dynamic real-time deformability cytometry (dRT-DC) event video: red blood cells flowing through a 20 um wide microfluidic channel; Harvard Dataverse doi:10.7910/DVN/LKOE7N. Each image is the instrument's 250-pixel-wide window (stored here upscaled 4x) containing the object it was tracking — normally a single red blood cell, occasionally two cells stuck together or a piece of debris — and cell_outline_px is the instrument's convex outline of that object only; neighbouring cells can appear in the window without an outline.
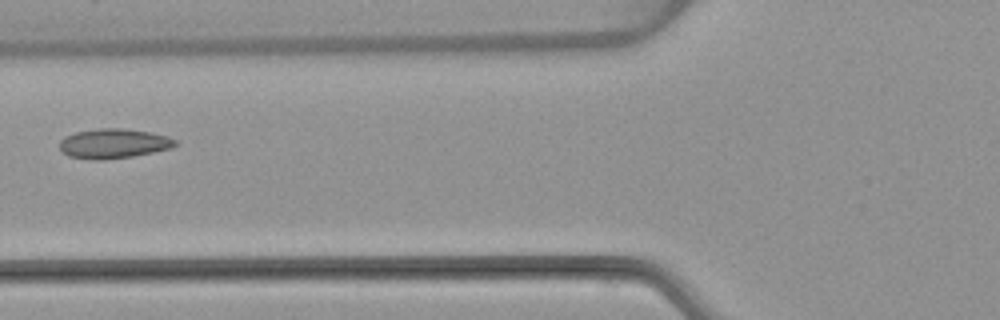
{"species": "common noctule bat (a hibernating species)", "species_latin": "Nyctalus noctula", "temperature_condition": "warm", "stored_images_in_passage": 6, "camera_frame_rate_fps": 3000, "um_per_image_px": 0.085, "animal": {"sex": "female", "body_mass_g": 22.7, "forearm_length_mm": 54.2}, "frame": {"image": 1, "passage_image": 6, "time_ms": 6.333, "image_size_px": [1000, 320], "cell_outline_px": [[176, 144], [172, 148], [132, 156], [104, 160], [92, 160], [68, 156], [60, 152], [60, 140], [64, 136], [76, 132], [100, 128], [120, 128], [148, 132], [168, 136], [176, 140]], "centroid_in_image_um": [9.61, 12.21], "position_along_channel_um": 116.2, "area_um2": 20.0}}